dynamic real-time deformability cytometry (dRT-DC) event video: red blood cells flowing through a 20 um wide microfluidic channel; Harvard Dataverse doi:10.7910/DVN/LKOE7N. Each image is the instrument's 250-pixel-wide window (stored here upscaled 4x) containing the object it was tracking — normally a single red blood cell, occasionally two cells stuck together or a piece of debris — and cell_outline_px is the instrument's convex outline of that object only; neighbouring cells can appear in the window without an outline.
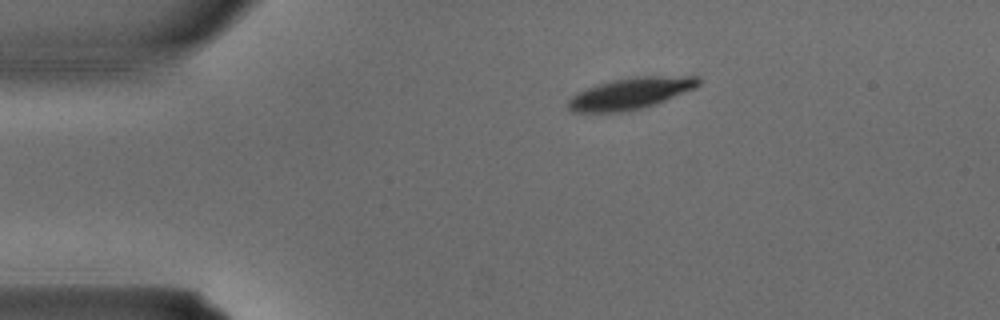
{"species": "common noctule bat (a hibernating species)", "species_latin": "Nyctalus noctula", "temperature_condition": "warm", "stored_images_in_passage": 2, "camera_frame_rate_fps": 3000, "um_per_image_px": 0.085, "animal": {"sex": "male", "body_mass_g": 15.6}, "frame": {"image": 1, "passage_image": 1, "time_ms": 0.0, "image_size_px": [1000, 320], "cell_outline_px": [[700, 84], [696, 88], [644, 108], [620, 112], [572, 112], [568, 108], [568, 100], [576, 92], [612, 80], [636, 76], [700, 76]], "centroid_in_image_um": [53.62, 7.94], "position_along_channel_um": 31.4, "area_um2": 23.81}}
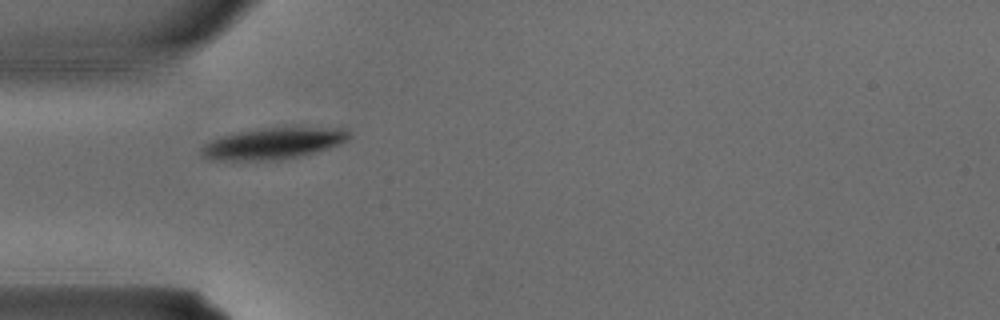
{"frame": {"image": 2, "passage_image": 2, "time_ms": 0.333, "image_size_px": [1000, 320], "cell_outline_px": [[352, 136], [348, 140], [328, 148], [280, 160], [208, 160], [200, 152], [200, 148], [204, 144], [220, 136], [240, 132], [264, 128], [344, 128], [352, 132]], "centroid_in_image_um": [23.21, 12.19], "position_along_channel_um": 61.8, "area_um2": 26.65}}